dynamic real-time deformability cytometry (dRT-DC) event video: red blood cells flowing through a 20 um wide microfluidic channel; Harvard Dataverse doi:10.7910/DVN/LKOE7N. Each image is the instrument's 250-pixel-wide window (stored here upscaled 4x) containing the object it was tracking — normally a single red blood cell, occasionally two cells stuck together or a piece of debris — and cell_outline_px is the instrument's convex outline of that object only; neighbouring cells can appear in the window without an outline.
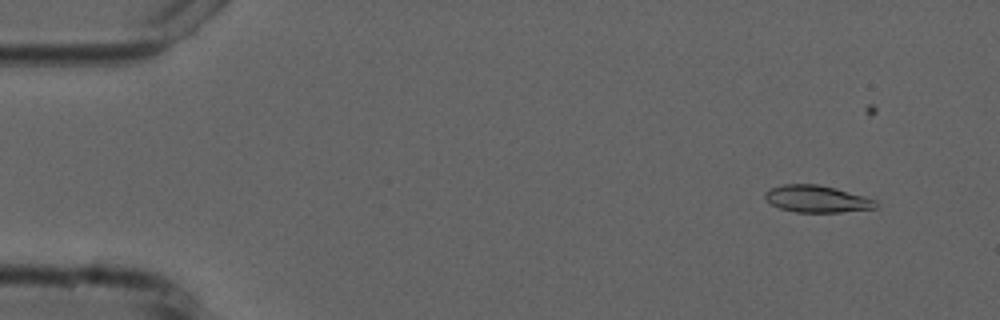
{"species": "common noctule bat (a hibernating species)", "species_latin": "Nyctalus noctula", "temperature_condition": "cold", "stored_images_in_passage": 41, "camera_frame_rate_fps": 3000, "um_per_image_px": 0.085, "animal": {"sex": "male", "forearm_length_mm": 52.5}, "frame": {"image": 1, "passage_image": 4, "time_ms": 1.0, "image_size_px": [1000, 320], "cell_outline_px": [[880, 204], [876, 208], [840, 212], [796, 212], [780, 208], [772, 204], [764, 196], [764, 192], [772, 188], [784, 184], [816, 184], [836, 188], [864, 196], [876, 200]], "centroid_in_image_um": [69.47, 16.91], "position_along_channel_um": 15.5, "area_um2": 17.34}}
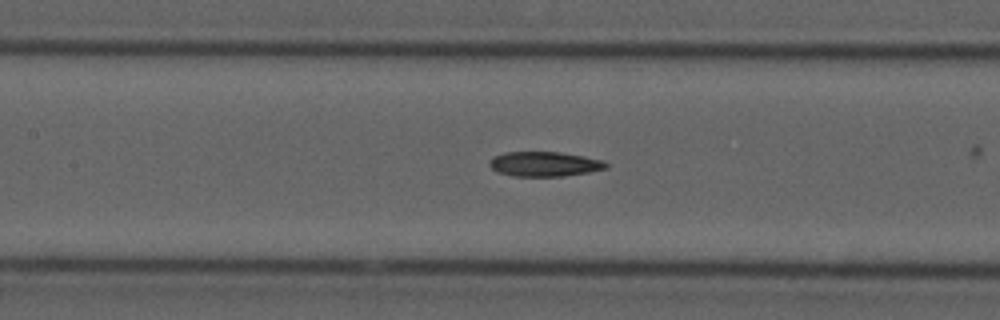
{"frame": {"image": 2, "passage_image": 24, "time_ms": 7.667, "image_size_px": [1000, 320], "cell_outline_px": [[608, 168], [588, 172], [560, 176], [512, 176], [496, 172], [488, 164], [492, 156], [504, 152], [560, 152], [584, 156], [604, 160], [608, 164]], "centroid_in_image_um": [46.26, 13.93], "position_along_channel_um": 161.1, "area_um2": 16.94}}
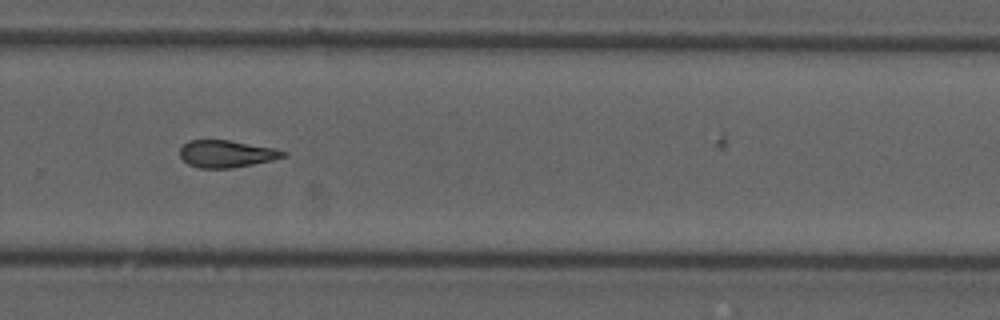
{"frame": {"image": 3, "passage_image": 36, "time_ms": 11.667, "image_size_px": [1000, 320], "cell_outline_px": [[288, 156], [272, 160], [232, 168], [200, 168], [188, 164], [180, 156], [180, 148], [188, 140], [228, 140], [272, 148], [288, 152]], "centroid_in_image_um": [19.25, 13.08], "position_along_channel_um": 310.6, "area_um2": 16.24}}